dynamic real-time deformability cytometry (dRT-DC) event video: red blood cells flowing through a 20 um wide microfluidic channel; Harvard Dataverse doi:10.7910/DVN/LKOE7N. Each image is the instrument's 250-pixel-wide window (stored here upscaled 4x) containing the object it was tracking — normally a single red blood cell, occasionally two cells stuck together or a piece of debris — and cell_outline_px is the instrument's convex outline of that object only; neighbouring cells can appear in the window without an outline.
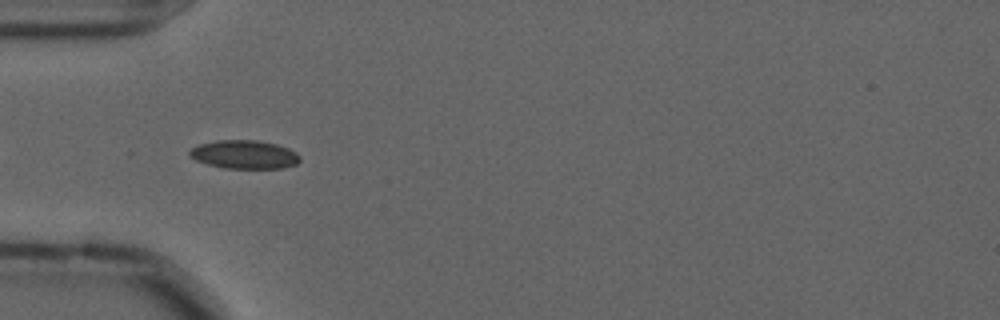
{"species": "common noctule bat (a hibernating species)", "species_latin": "Nyctalus noctula", "temperature_condition": "cold", "stored_images_in_passage": 42, "camera_frame_rate_fps": 3000, "um_per_image_px": 0.085, "animal": {"sex": "male", "forearm_length_mm": 52.5}, "frame": {"image": 1, "passage_image": 3, "time_ms": 0.667, "image_size_px": [1000, 320], "cell_outline_px": [[300, 160], [296, 164], [284, 168], [224, 168], [208, 164], [196, 160], [188, 156], [188, 152], [192, 148], [200, 144], [216, 140], [256, 140], [276, 144], [288, 148], [296, 152], [300, 156]], "centroid_in_image_um": [20.77, 13.13], "position_along_channel_um": 64.2, "area_um2": 18.32}}
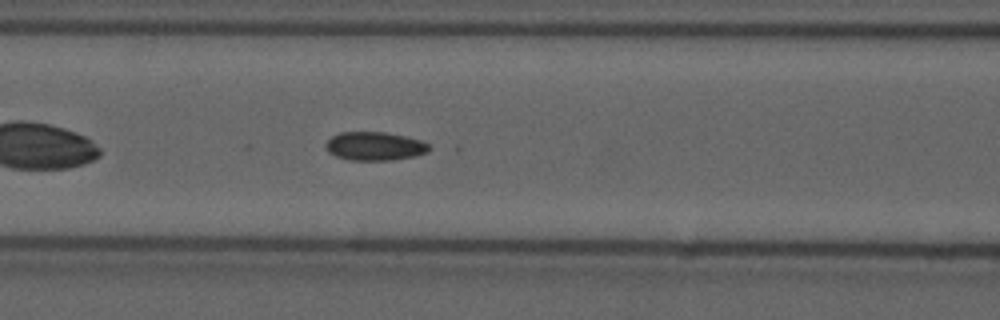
{"frame": {"image": 2, "passage_image": 9, "time_ms": 2.667, "image_size_px": [1000, 320], "cell_outline_px": [[432, 148], [428, 152], [416, 156], [392, 160], [348, 160], [336, 156], [328, 152], [328, 140], [332, 136], [340, 132], [384, 132], [404, 136], [420, 140], [428, 144]], "centroid_in_image_um": [31.89, 12.43], "position_along_channel_um": 134.7, "area_um2": 17.11}}
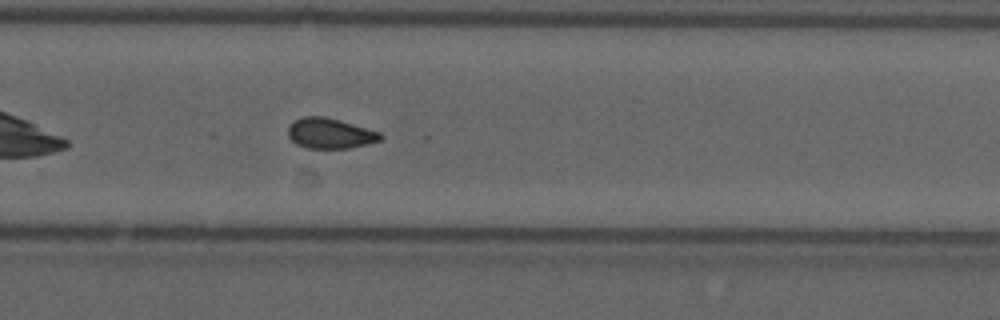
{"frame": {"image": 3, "passage_image": 23, "time_ms": 7.333, "image_size_px": [1000, 320], "cell_outline_px": [[384, 136], [380, 140], [368, 144], [348, 148], [308, 148], [296, 144], [288, 136], [288, 124], [292, 120], [300, 116], [324, 116], [340, 120], [380, 132]], "centroid_in_image_um": [28.02, 11.32], "position_along_channel_um": 301.8, "area_um2": 16.53}, "authors_computed_cell_mechanics": {"area_um2": 16.5886, "velocity_mm_per_s": 3.5894, "shape_relaxation_time_tau1_ms": 9.3538, "shape_relaxation_time_tau2_ms": 6.2294, "deformation_change_tau1": 0.1612, "deformation_change_tau2": 0.0619}}